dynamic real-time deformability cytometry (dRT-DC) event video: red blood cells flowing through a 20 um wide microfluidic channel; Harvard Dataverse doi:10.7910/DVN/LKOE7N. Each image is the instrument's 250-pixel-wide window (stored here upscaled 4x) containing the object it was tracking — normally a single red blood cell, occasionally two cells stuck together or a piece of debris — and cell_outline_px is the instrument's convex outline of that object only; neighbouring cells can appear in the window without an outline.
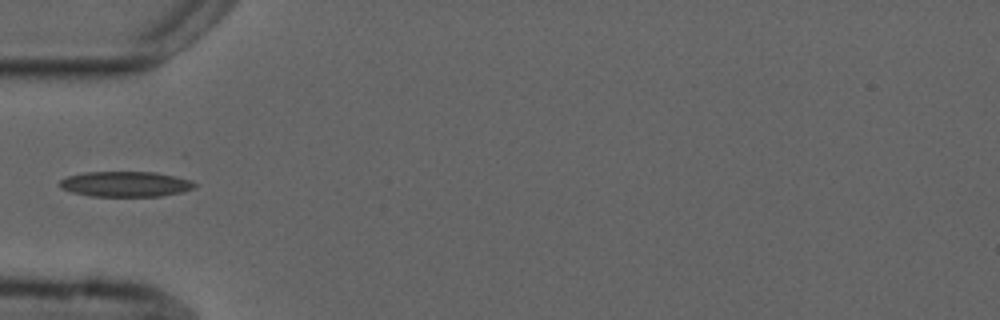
{"species": "common noctule bat (a hibernating species)", "species_latin": "Nyctalus noctula", "temperature_condition": "cold", "stored_images_in_passage": 5, "camera_frame_rate_fps": 3000, "um_per_image_px": 0.085, "animal": {"sex": "male", "forearm_length_mm": 52.5}, "frame": {"image": 1, "passage_image": 4, "time_ms": 3.667, "image_size_px": [1000, 320], "cell_outline_px": [[196, 184], [192, 188], [180, 192], [160, 196], [88, 196], [72, 192], [60, 188], [60, 180], [68, 176], [84, 172], [156, 172], [192, 180]], "centroid_in_image_um": [10.64, 15.64], "position_along_channel_um": 74.4, "area_um2": 19.83}}
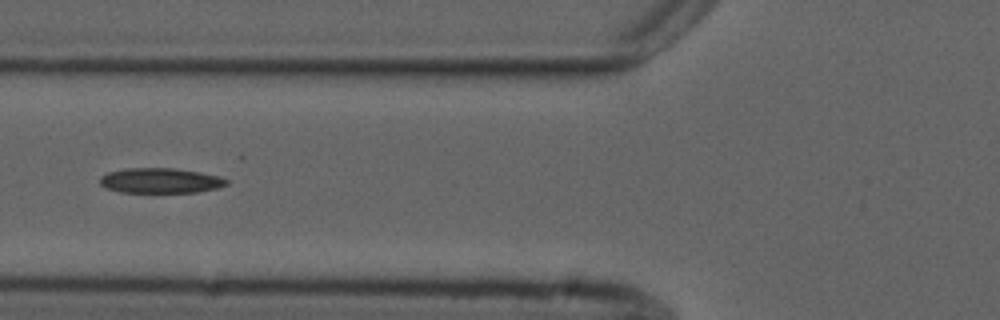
{"frame": {"image": 2, "passage_image": 5, "time_ms": 4.667, "image_size_px": [1000, 320], "cell_outline_px": [[228, 184], [216, 188], [196, 192], [120, 192], [104, 188], [100, 184], [100, 176], [108, 172], [124, 168], [176, 168], [200, 172], [220, 176], [228, 180]], "centroid_in_image_um": [13.61, 15.34], "position_along_channel_um": 112.2, "area_um2": 18.61}}